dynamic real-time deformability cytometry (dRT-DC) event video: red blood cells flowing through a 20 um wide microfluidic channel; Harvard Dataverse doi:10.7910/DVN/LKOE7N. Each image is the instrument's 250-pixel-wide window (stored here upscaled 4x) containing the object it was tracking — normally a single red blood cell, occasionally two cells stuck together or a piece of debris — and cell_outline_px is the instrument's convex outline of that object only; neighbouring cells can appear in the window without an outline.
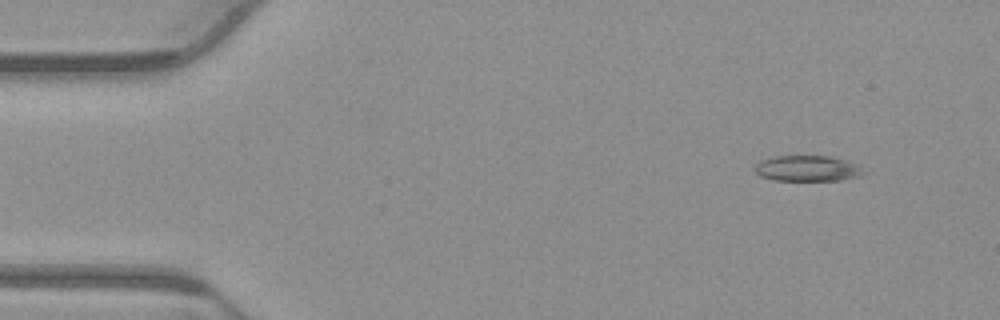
{"species": "common noctule bat (a hibernating species)", "species_latin": "Nyctalus noctula", "temperature_condition": "warm", "stored_images_in_passage": 53, "camera_frame_rate_fps": 3000, "um_per_image_px": 0.085, "animal": {"sex": "male", "body_mass_g": 23.1, "forearm_length_mm": 52.7}, "frame": {"image": 1, "passage_image": 5, "time_ms": 1.333, "image_size_px": [1000, 320], "cell_outline_px": [[872, 172], [860, 176], [840, 180], [772, 180], [760, 176], [756, 172], [756, 164], [760, 160], [772, 156], [832, 156], [856, 164]], "centroid_in_image_um": [68.7, 14.31], "position_along_channel_um": 16.3, "area_um2": 16.53}}
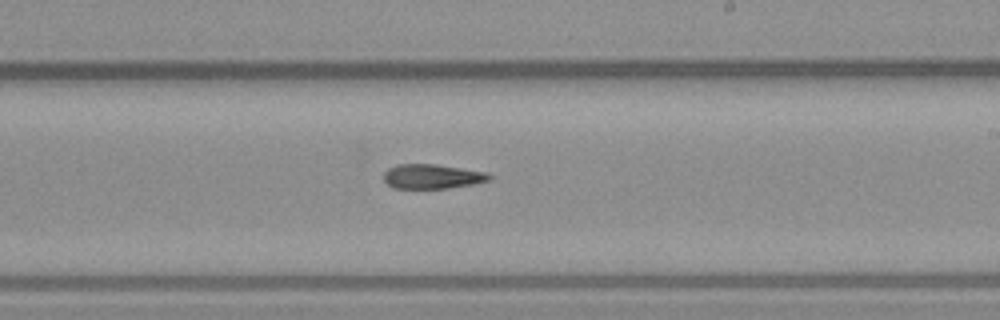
{"frame": {"image": 2, "passage_image": 31, "time_ms": 10.0, "image_size_px": [1000, 320], "cell_outline_px": [[492, 180], [472, 184], [448, 188], [392, 188], [384, 180], [384, 172], [388, 168], [396, 164], [436, 164], [488, 172], [492, 176]], "centroid_in_image_um": [36.75, 14.99], "position_along_channel_um": 252.3, "area_um2": 15.2}}
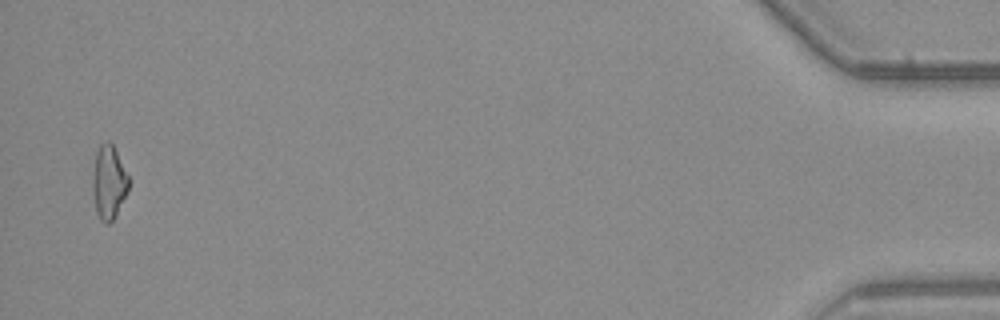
{"frame": {"image": 3, "passage_image": 52, "time_ms": 17.0, "image_size_px": [1000, 320], "cell_outline_px": [[128, 192], [116, 216], [108, 224], [104, 224], [100, 220], [96, 212], [92, 192], [92, 172], [96, 152], [100, 144], [108, 140], [112, 144], [128, 176]], "centroid_in_image_um": [9.22, 15.53], "position_along_channel_um": 426.0, "area_um2": 15.61}}